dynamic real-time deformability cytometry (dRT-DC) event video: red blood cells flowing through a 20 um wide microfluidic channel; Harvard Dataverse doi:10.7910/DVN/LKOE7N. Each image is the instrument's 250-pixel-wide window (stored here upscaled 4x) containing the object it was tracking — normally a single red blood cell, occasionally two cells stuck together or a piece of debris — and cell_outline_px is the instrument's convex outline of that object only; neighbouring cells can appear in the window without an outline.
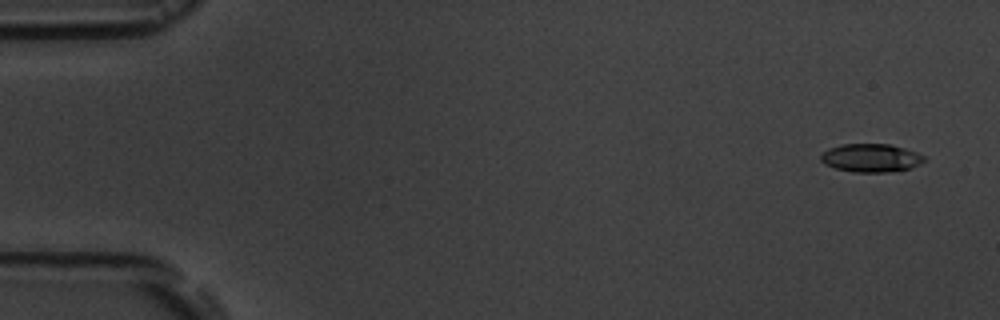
{"species": "common noctule bat (a hibernating species)", "species_latin": "Nyctalus noctula", "temperature_condition": "room temperature", "stored_images_in_passage": 5, "camera_frame_rate_fps": 3000, "um_per_image_px": 0.085, "animal": {"sex": "male", "body_mass_g": 19.5, "forearm_length_mm": 54.6}, "frame": {"image": 1, "passage_image": 1, "time_ms": 0.0, "image_size_px": [1000, 320], "cell_outline_px": [[928, 160], [920, 164], [908, 168], [888, 172], [852, 172], [836, 168], [824, 164], [820, 160], [820, 152], [828, 148], [840, 144], [892, 144], [916, 152], [924, 156]], "centroid_in_image_um": [74.0, 13.41], "position_along_channel_um": 11.0, "area_um2": 17.22}}
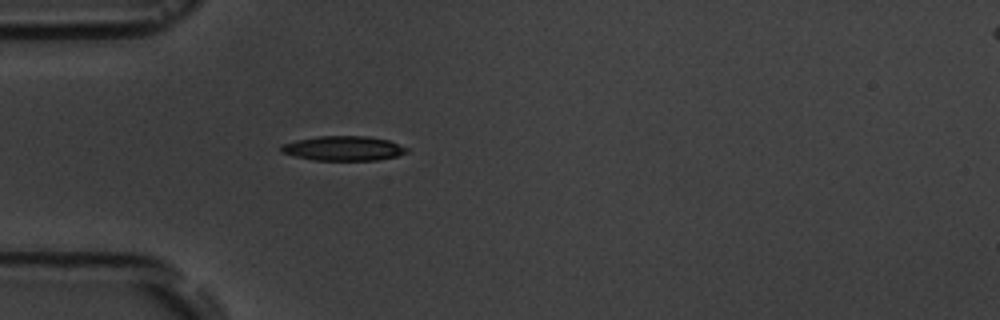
{"frame": {"image": 2, "passage_image": 5, "time_ms": 4.667, "image_size_px": [1000, 320], "cell_outline_px": [[408, 152], [396, 156], [376, 160], [312, 160], [280, 152], [280, 148], [284, 144], [296, 140], [316, 136], [368, 136], [388, 140], [408, 148]], "centroid_in_image_um": [29.19, 12.61], "position_along_channel_um": 55.8, "area_um2": 17.92}}